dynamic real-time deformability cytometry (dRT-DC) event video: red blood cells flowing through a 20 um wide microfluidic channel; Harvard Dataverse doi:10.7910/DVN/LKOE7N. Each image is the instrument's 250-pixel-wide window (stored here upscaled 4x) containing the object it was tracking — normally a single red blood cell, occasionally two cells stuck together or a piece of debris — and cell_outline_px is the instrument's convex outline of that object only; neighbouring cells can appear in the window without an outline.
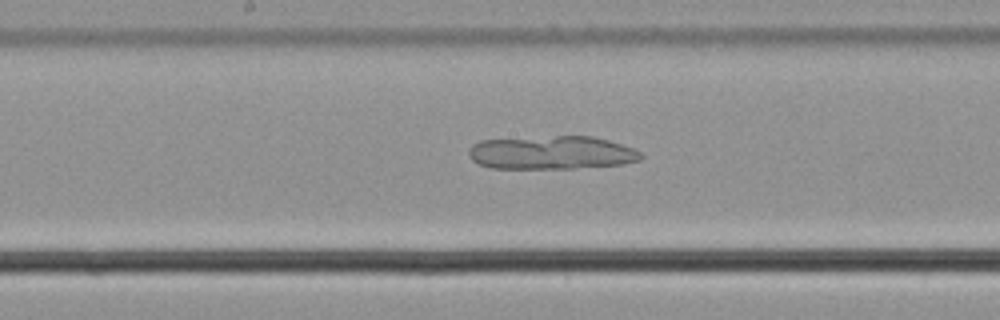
{"species": "common noctule bat (a hibernating species)", "species_latin": "Nyctalus noctula", "temperature_condition": "cold", "stored_images_in_passage": 56, "camera_frame_rate_fps": 3000, "um_per_image_px": 0.085, "animal": {"sex": "male", "body_mass_g": 21.5, "forearm_length_mm": 52.0}, "frame": {"image": 1, "passage_image": 30, "time_ms": 9.667, "image_size_px": [1000, 320], "cell_outline_px": [[644, 156], [640, 160], [624, 164], [576, 168], [492, 168], [480, 164], [472, 160], [468, 152], [472, 144], [480, 140], [556, 136], [592, 136], [608, 140], [632, 148], [640, 152]], "centroid_in_image_um": [46.9, 12.98], "position_along_channel_um": 201.3, "area_um2": 33.41}}
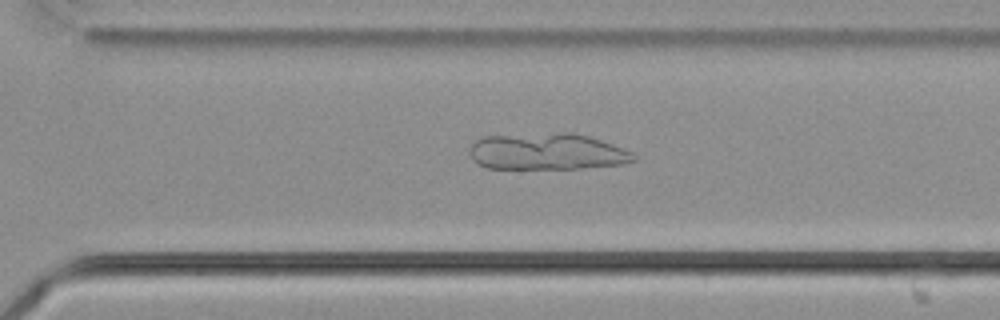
{"frame": {"image": 2, "passage_image": 40, "time_ms": 13.0, "image_size_px": [1000, 320], "cell_outline_px": [[636, 160], [624, 164], [580, 168], [488, 168], [476, 164], [472, 160], [468, 152], [468, 148], [480, 136], [564, 132], [572, 132], [588, 136], [600, 140], [632, 152], [636, 156]], "centroid_in_image_um": [46.44, 12.88], "position_along_channel_um": 324.2, "area_um2": 35.14}}
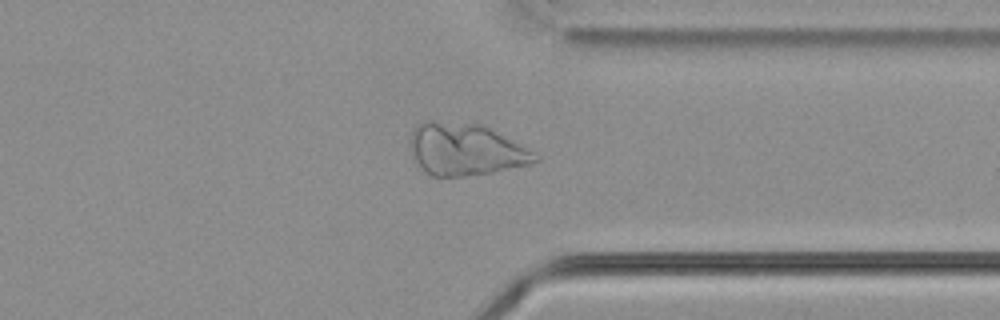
{"frame": {"image": 3, "passage_image": 44, "time_ms": 14.333, "image_size_px": [1000, 320], "cell_outline_px": [[540, 160], [532, 164], [492, 172], [464, 176], [432, 176], [424, 172], [420, 168], [412, 152], [412, 132], [416, 124], [424, 120], [432, 120], [480, 124], [488, 128], [540, 156]], "centroid_in_image_um": [39.54, 12.71], "position_along_channel_um": 371.9, "area_um2": 37.4}}